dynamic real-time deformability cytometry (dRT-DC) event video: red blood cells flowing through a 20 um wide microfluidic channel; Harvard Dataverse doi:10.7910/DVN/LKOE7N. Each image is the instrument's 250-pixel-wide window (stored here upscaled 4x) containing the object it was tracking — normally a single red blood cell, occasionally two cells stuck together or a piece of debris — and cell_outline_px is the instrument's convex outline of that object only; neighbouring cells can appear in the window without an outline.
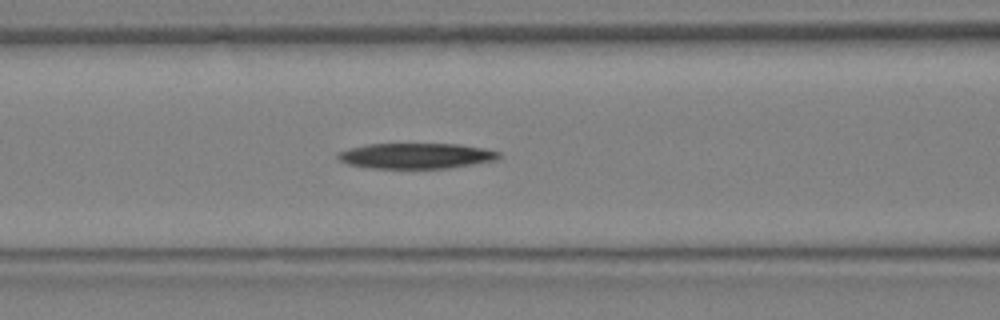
{"species": "Egyptian fruit bat (a non-hibernating species)", "species_latin": "Rousettus aegyptiacus", "temperature_condition": "warm", "stored_images_in_passage": 9, "camera_frame_rate_fps": 3000, "um_per_image_px": 0.085, "animal": {"sex": "female"}, "frame": {"image": 1, "passage_image": 7, "time_ms": 2.0, "image_size_px": [1000, 320], "cell_outline_px": [[500, 156], [496, 160], [452, 168], [368, 168], [348, 164], [336, 160], [336, 156], [340, 152], [348, 148], [364, 144], [460, 144], [484, 148], [500, 152]], "centroid_in_image_um": [35.34, 13.25], "position_along_channel_um": 131.3, "area_um2": 24.16}}
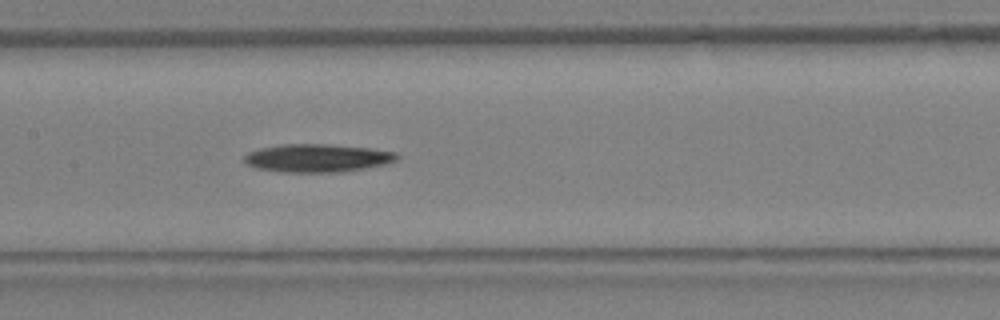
{"frame": {"image": 2, "passage_image": 9, "time_ms": 2.667, "image_size_px": [1000, 320], "cell_outline_px": [[400, 156], [396, 160], [388, 164], [340, 172], [280, 172], [256, 168], [248, 164], [244, 160], [244, 156], [248, 152], [260, 148], [284, 144], [324, 144], [372, 148], [396, 152]], "centroid_in_image_um": [27.0, 13.43], "position_along_channel_um": 180.4, "area_um2": 25.03}}